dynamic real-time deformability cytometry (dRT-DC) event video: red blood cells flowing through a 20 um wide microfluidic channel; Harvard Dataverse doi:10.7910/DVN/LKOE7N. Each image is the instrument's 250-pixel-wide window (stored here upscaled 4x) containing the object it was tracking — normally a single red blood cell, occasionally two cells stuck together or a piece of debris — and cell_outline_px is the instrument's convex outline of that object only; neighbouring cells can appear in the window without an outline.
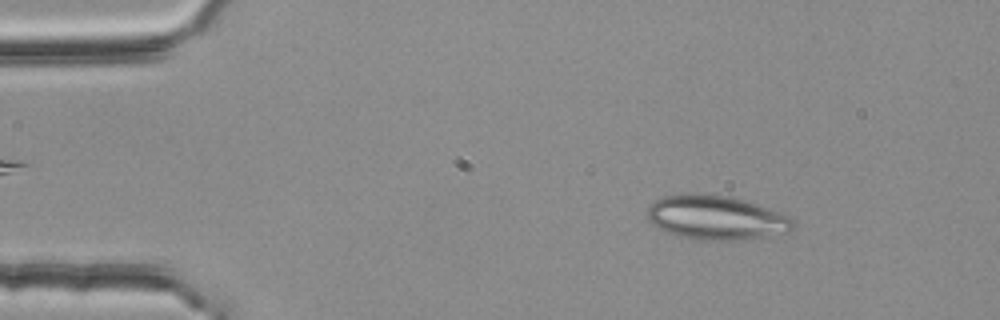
{"species": "common noctule bat (a hibernating species)", "species_latin": "Nyctalus noctula", "temperature_condition": "room temperature", "stored_images_in_passage": 3, "camera_frame_rate_fps": 3000, "um_per_image_px": 0.085, "animal": {"sex": "female", "body_mass_g": 25.1}, "frame": {"image": 1, "passage_image": 1, "time_ms": 0.0, "image_size_px": [1000, 320], "cell_outline_px": [[792, 228], [788, 232], [736, 240], [692, 240], [668, 232], [652, 224], [648, 220], [648, 208], [656, 200], [664, 196], [732, 196], [756, 204], [788, 216], [792, 220]], "centroid_in_image_um": [60.86, 18.53], "position_along_channel_um": 24.1, "area_um2": 36.24}}